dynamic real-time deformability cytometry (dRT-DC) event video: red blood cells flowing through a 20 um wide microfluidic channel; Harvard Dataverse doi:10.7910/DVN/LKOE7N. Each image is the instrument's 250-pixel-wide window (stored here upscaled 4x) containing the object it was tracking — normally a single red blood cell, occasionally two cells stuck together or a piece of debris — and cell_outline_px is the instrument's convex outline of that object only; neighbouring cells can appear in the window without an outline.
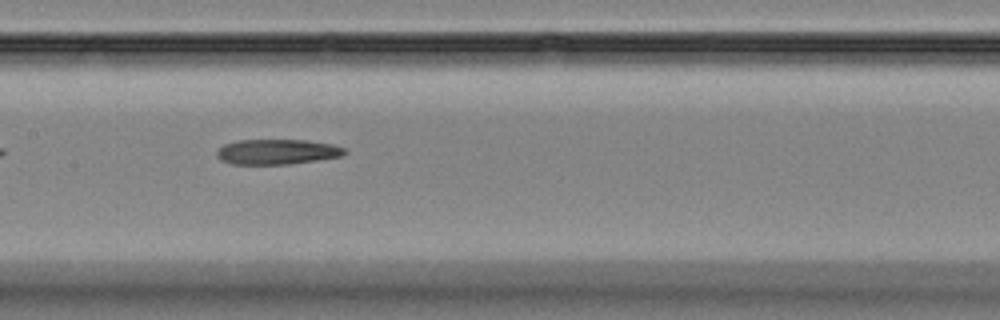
{"species": "Egyptian fruit bat (a non-hibernating species)", "species_latin": "Rousettus aegyptiacus", "temperature_condition": "room temperature", "stored_images_in_passage": 23, "camera_frame_rate_fps": 3000, "um_per_image_px": 0.085, "animal": {"sex": "female"}, "frame": {"image": 1, "passage_image": 10, "time_ms": 3.0, "image_size_px": [1000, 320], "cell_outline_px": [[348, 152], [344, 156], [288, 164], [232, 164], [220, 160], [216, 156], [216, 152], [224, 144], [236, 140], [304, 140], [332, 144], [344, 148]], "centroid_in_image_um": [23.55, 12.9], "position_along_channel_um": 183.9, "area_um2": 18.79}}
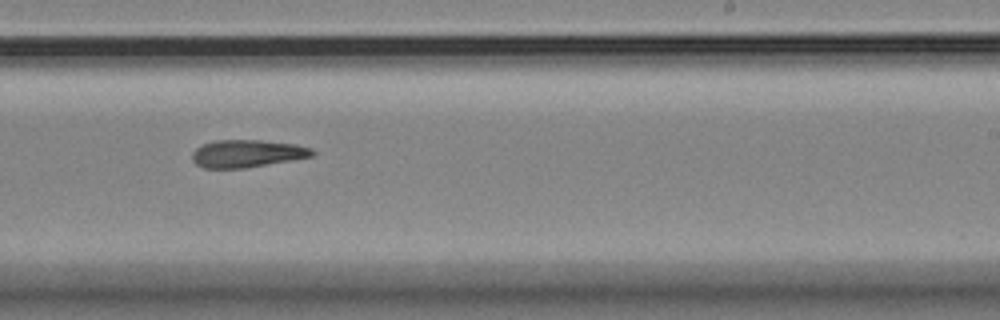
{"frame": {"image": 2, "passage_image": 17, "time_ms": 5.333, "image_size_px": [1000, 320], "cell_outline_px": [[316, 152], [312, 156], [244, 168], [204, 168], [196, 164], [192, 160], [192, 152], [196, 148], [204, 144], [216, 140], [260, 140], [296, 144], [312, 148]], "centroid_in_image_um": [20.99, 13.04], "position_along_channel_um": 268.0, "area_um2": 19.13}}
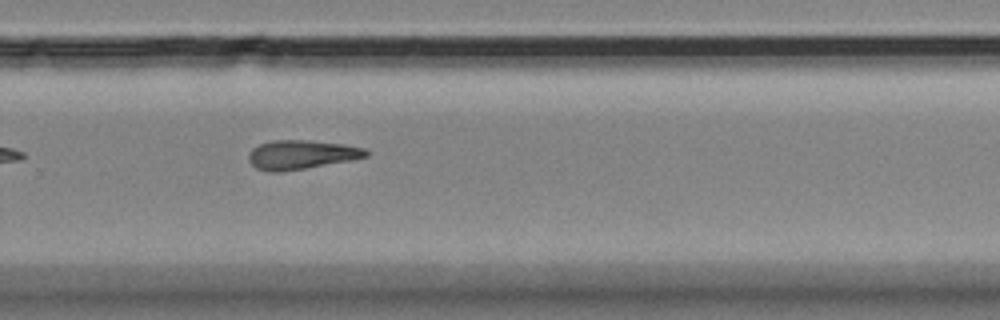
{"frame": {"image": 3, "passage_image": 20, "time_ms": 6.333, "image_size_px": [1000, 320], "cell_outline_px": [[368, 156], [352, 160], [280, 172], [268, 172], [256, 168], [248, 160], [248, 156], [252, 148], [260, 144], [272, 140], [308, 140], [344, 144], [364, 148], [368, 152]], "centroid_in_image_um": [25.59, 13.14], "position_along_channel_um": 304.2, "area_um2": 19.83}}